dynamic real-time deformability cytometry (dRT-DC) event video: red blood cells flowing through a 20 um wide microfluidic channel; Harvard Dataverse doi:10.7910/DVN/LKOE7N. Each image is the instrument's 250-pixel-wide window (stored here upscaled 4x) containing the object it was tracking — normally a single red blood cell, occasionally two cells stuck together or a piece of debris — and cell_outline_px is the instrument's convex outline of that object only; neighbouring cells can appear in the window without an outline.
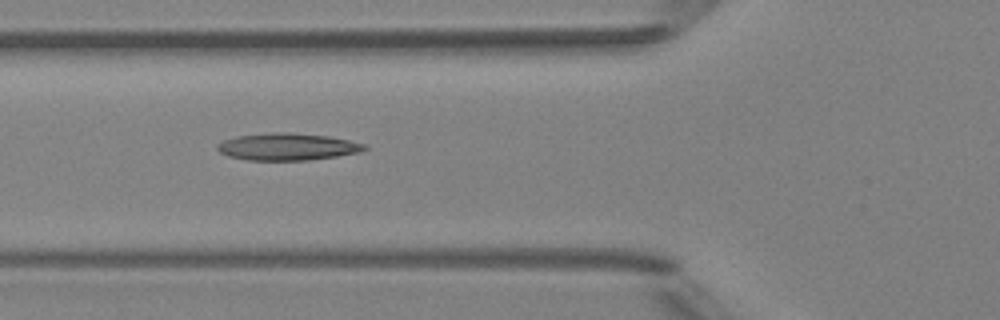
{"species": "Egyptian fruit bat (a non-hibernating species)", "species_latin": "Rousettus aegyptiacus", "temperature_condition": "room temperature", "stored_images_in_passage": 6, "camera_frame_rate_fps": 3000, "um_per_image_px": 0.085, "animal": {"sex": "female"}, "frame": {"image": 1, "passage_image": 3, "time_ms": 2.333, "image_size_px": [1000, 320], "cell_outline_px": [[368, 148], [360, 152], [336, 156], [308, 160], [248, 160], [228, 156], [220, 152], [216, 148], [216, 144], [224, 140], [236, 136], [272, 132], [292, 132], [328, 136], [348, 140], [364, 144]], "centroid_in_image_um": [24.4, 12.46], "position_along_channel_um": 101.4, "area_um2": 23.24}}
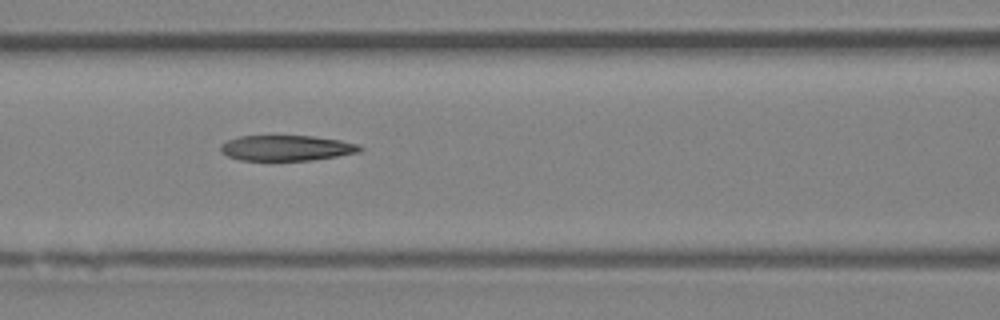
{"frame": {"image": 2, "passage_image": 4, "time_ms": 3.333, "image_size_px": [1000, 320], "cell_outline_px": [[364, 148], [360, 152], [312, 160], [240, 160], [228, 156], [220, 152], [220, 144], [228, 140], [240, 136], [312, 136], [340, 140], [360, 144]], "centroid_in_image_um": [24.36, 12.58], "position_along_channel_um": 142.2, "area_um2": 20.69}}
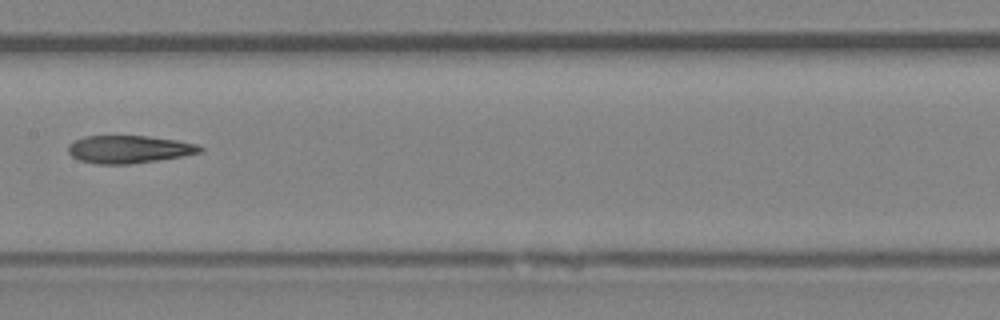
{"frame": {"image": 3, "passage_image": 5, "time_ms": 4.667, "image_size_px": [1000, 320], "cell_outline_px": [[204, 148], [200, 152], [180, 156], [156, 160], [128, 164], [100, 164], [80, 160], [72, 156], [68, 152], [68, 144], [84, 136], [148, 136], [176, 140], [196, 144]], "centroid_in_image_um": [10.93, 12.68], "position_along_channel_um": 196.5, "area_um2": 20.98}}